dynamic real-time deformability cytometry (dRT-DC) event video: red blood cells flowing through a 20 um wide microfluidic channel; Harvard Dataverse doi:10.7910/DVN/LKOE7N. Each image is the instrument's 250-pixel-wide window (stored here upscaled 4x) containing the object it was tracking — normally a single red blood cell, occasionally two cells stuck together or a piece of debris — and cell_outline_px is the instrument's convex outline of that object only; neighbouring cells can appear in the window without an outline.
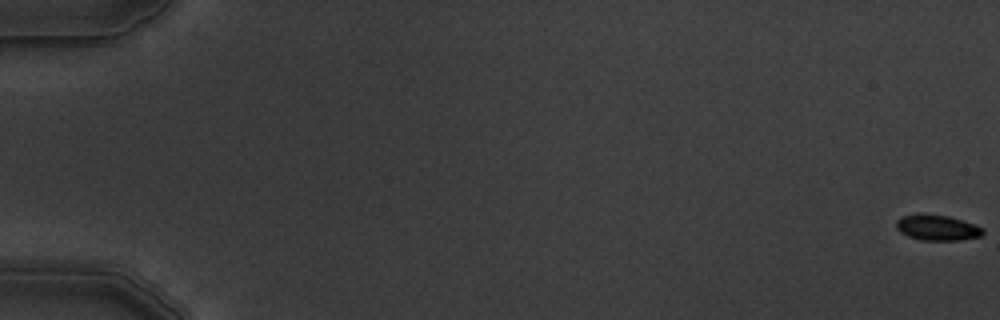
{"species": "common noctule bat (a hibernating species)", "species_latin": "Nyctalus noctula", "temperature_condition": "warm", "stored_images_in_passage": 7, "camera_frame_rate_fps": 3000, "um_per_image_px": 0.085, "animal": {"sex": "male", "body_mass_g": 19.5, "forearm_length_mm": 54.6}, "frame": {"image": 1, "passage_image": 1, "time_ms": 0.0, "image_size_px": [1000, 320], "cell_outline_px": [[984, 232], [980, 236], [960, 240], [920, 240], [908, 236], [900, 232], [896, 228], [896, 220], [900, 216], [920, 212], [948, 216], [984, 228]], "centroid_in_image_um": [79.6, 19.33], "position_along_channel_um": 5.4, "area_um2": 13.06}}
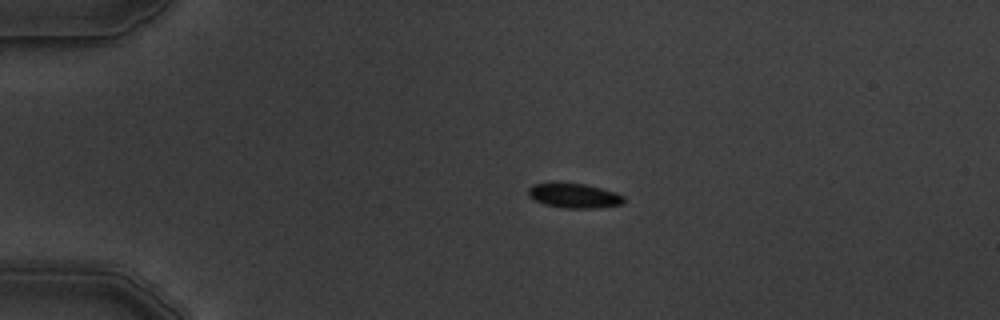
{"frame": {"image": 2, "passage_image": 4, "time_ms": 4.333, "image_size_px": [1000, 320], "cell_outline_px": [[624, 200], [620, 204], [596, 208], [564, 208], [544, 204], [528, 196], [528, 188], [532, 184], [556, 180], [584, 184], [616, 192], [624, 196]], "centroid_in_image_um": [48.72, 16.59], "position_along_channel_um": 36.3, "area_um2": 14.1}}
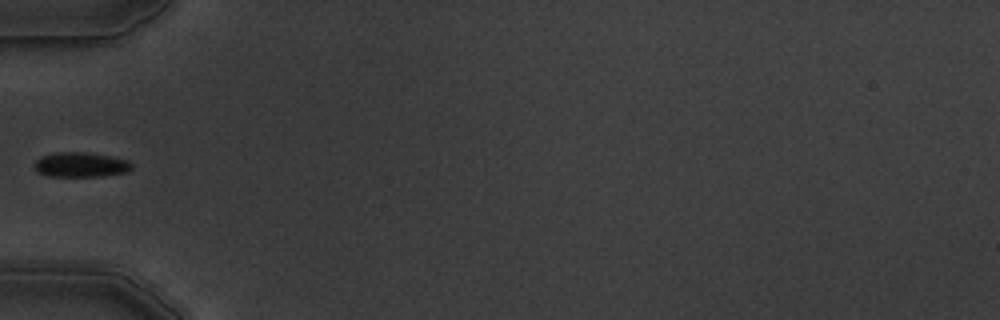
{"frame": {"image": 3, "passage_image": 6, "time_ms": 6.667, "image_size_px": [1000, 320], "cell_outline_px": [[132, 168], [124, 172], [100, 176], [48, 176], [36, 172], [32, 164], [40, 156], [56, 152], [84, 152], [112, 156], [128, 160], [132, 164]], "centroid_in_image_um": [6.8, 13.99], "position_along_channel_um": 78.2, "area_um2": 14.16}}